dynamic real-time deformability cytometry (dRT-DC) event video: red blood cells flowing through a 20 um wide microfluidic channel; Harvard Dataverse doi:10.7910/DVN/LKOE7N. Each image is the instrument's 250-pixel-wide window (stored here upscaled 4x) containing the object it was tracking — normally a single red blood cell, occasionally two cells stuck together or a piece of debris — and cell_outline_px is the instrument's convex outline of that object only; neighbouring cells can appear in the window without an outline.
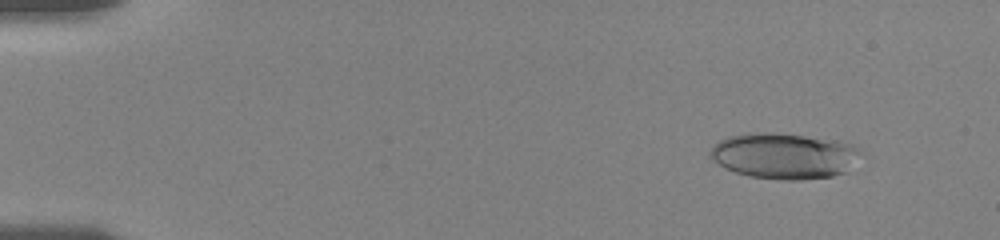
{"species": "human", "species_latin": "Homo sapiens", "temperature_condition": "room temperature", "stored_images_in_passage": 56, "camera_frame_rate_fps": 3000, "um_per_image_px": 0.085, "donor": {"sex": "female"}, "frame": {"image": 1, "passage_image": 6, "time_ms": 1.667, "image_size_px": [1000, 240], "cell_outline_px": [[864, 156], [844, 172], [832, 176], [800, 180], [780, 180], [748, 176], [724, 168], [708, 156], [708, 152], [720, 140], [728, 136], [748, 132], [772, 132], [836, 140], [852, 144], [860, 148], [864, 152]], "centroid_in_image_um": [66.67, 13.24], "position_along_channel_um": 18.3, "area_um2": 40.69}}
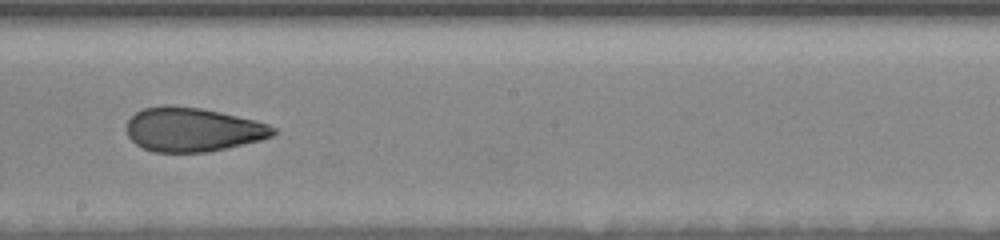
{"frame": {"image": 2, "passage_image": 33, "time_ms": 10.667, "image_size_px": [1000, 240], "cell_outline_px": [[276, 132], [272, 136], [260, 140], [224, 148], [204, 152], [152, 152], [136, 144], [128, 136], [128, 120], [136, 112], [144, 108], [164, 104], [168, 104], [200, 108], [220, 112], [256, 120], [268, 124], [276, 128]], "centroid_in_image_um": [16.37, 11.0], "position_along_channel_um": 231.8, "area_um2": 37.45}}
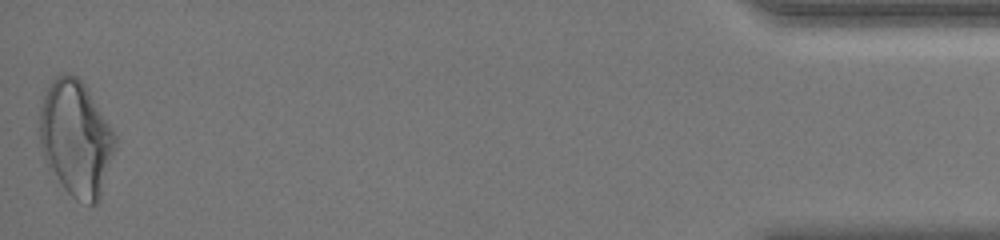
{"frame": {"image": 3, "passage_image": 56, "time_ms": 18.333, "image_size_px": [1000, 240], "cell_outline_px": [[116, 144], [100, 200], [96, 204], [88, 204], [76, 200], [64, 188], [48, 168], [40, 144], [40, 108], [44, 96], [52, 80], [60, 72], [68, 72], [76, 76], [84, 84], [116, 136]], "centroid_in_image_um": [6.45, 11.77], "position_along_channel_um": 428.8, "area_um2": 50.52}, "authors_computed_cell_mechanics": {"area_um2": 39.5352, "velocity_mm_per_s": 3.6252, "shape_relaxation_time_tau1_ms": 10.565, "shape_relaxation_time_tau2_ms": 1.902, "deformation_change_tau1": 0.2411, "deformation_change_tau2": 0.0863}}